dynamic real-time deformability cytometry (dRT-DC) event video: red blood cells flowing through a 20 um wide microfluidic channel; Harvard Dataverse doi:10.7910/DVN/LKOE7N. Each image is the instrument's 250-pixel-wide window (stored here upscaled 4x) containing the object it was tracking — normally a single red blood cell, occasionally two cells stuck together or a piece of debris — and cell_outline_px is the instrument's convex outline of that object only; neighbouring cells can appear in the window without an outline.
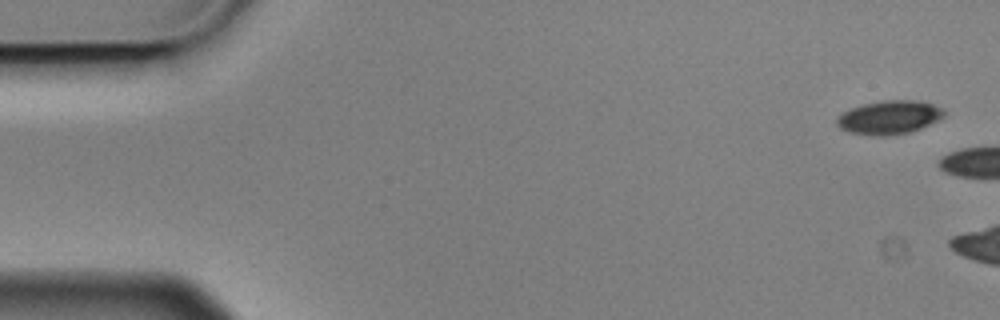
{"species": "Egyptian fruit bat (a non-hibernating species)", "species_latin": "Rousettus aegyptiacus", "temperature_condition": "cold", "stored_images_in_passage": 5, "camera_frame_rate_fps": 3000, "um_per_image_px": 0.085, "animal": {"sex": "male"}, "frame": {"image": 1, "passage_image": 1, "time_ms": 0.0, "image_size_px": [1000, 320], "cell_outline_px": [[944, 116], [940, 120], [912, 132], [884, 136], [880, 136], [848, 132], [840, 128], [836, 124], [836, 120], [844, 112], [852, 108], [864, 104], [884, 100], [916, 100], [932, 104], [944, 108]], "centroid_in_image_um": [75.63, 9.98], "position_along_channel_um": 9.4, "area_um2": 20.98}}